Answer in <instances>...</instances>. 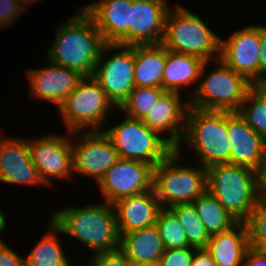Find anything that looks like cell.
Instances as JSON below:
<instances>
[{"label": "cell", "instance_id": "obj_37", "mask_svg": "<svg viewBox=\"0 0 266 266\" xmlns=\"http://www.w3.org/2000/svg\"><path fill=\"white\" fill-rule=\"evenodd\" d=\"M254 175L258 191L262 196H266V139L263 143L257 167L254 169Z\"/></svg>", "mask_w": 266, "mask_h": 266}, {"label": "cell", "instance_id": "obj_35", "mask_svg": "<svg viewBox=\"0 0 266 266\" xmlns=\"http://www.w3.org/2000/svg\"><path fill=\"white\" fill-rule=\"evenodd\" d=\"M26 8L18 0H0V31L10 27Z\"/></svg>", "mask_w": 266, "mask_h": 266}, {"label": "cell", "instance_id": "obj_36", "mask_svg": "<svg viewBox=\"0 0 266 266\" xmlns=\"http://www.w3.org/2000/svg\"><path fill=\"white\" fill-rule=\"evenodd\" d=\"M0 266H26L24 257L15 252L7 243H0Z\"/></svg>", "mask_w": 266, "mask_h": 266}, {"label": "cell", "instance_id": "obj_6", "mask_svg": "<svg viewBox=\"0 0 266 266\" xmlns=\"http://www.w3.org/2000/svg\"><path fill=\"white\" fill-rule=\"evenodd\" d=\"M207 190L237 221L244 222L262 197L254 170L232 163L207 168Z\"/></svg>", "mask_w": 266, "mask_h": 266}, {"label": "cell", "instance_id": "obj_42", "mask_svg": "<svg viewBox=\"0 0 266 266\" xmlns=\"http://www.w3.org/2000/svg\"><path fill=\"white\" fill-rule=\"evenodd\" d=\"M25 8L31 6V4L36 3L38 0H18Z\"/></svg>", "mask_w": 266, "mask_h": 266}, {"label": "cell", "instance_id": "obj_40", "mask_svg": "<svg viewBox=\"0 0 266 266\" xmlns=\"http://www.w3.org/2000/svg\"><path fill=\"white\" fill-rule=\"evenodd\" d=\"M190 266H217V264L206 249H197Z\"/></svg>", "mask_w": 266, "mask_h": 266}, {"label": "cell", "instance_id": "obj_26", "mask_svg": "<svg viewBox=\"0 0 266 266\" xmlns=\"http://www.w3.org/2000/svg\"><path fill=\"white\" fill-rule=\"evenodd\" d=\"M48 228L34 248L26 255V266H74L65 254L59 237L63 232L49 219ZM60 234L59 236H57ZM72 264V265H71Z\"/></svg>", "mask_w": 266, "mask_h": 266}, {"label": "cell", "instance_id": "obj_1", "mask_svg": "<svg viewBox=\"0 0 266 266\" xmlns=\"http://www.w3.org/2000/svg\"><path fill=\"white\" fill-rule=\"evenodd\" d=\"M77 12L57 25L46 59L89 77L106 43L93 19L82 8Z\"/></svg>", "mask_w": 266, "mask_h": 266}, {"label": "cell", "instance_id": "obj_17", "mask_svg": "<svg viewBox=\"0 0 266 266\" xmlns=\"http://www.w3.org/2000/svg\"><path fill=\"white\" fill-rule=\"evenodd\" d=\"M46 62V67L26 70L31 88L30 95L39 101L54 103L55 107L59 108L84 76L49 60Z\"/></svg>", "mask_w": 266, "mask_h": 266}, {"label": "cell", "instance_id": "obj_39", "mask_svg": "<svg viewBox=\"0 0 266 266\" xmlns=\"http://www.w3.org/2000/svg\"><path fill=\"white\" fill-rule=\"evenodd\" d=\"M244 266H266V252L249 247L244 255Z\"/></svg>", "mask_w": 266, "mask_h": 266}, {"label": "cell", "instance_id": "obj_22", "mask_svg": "<svg viewBox=\"0 0 266 266\" xmlns=\"http://www.w3.org/2000/svg\"><path fill=\"white\" fill-rule=\"evenodd\" d=\"M204 63L205 61L200 57L167 50L162 88L165 91L182 93L185 90L184 87L191 86L193 89L187 93L189 94L187 98L190 99L197 88Z\"/></svg>", "mask_w": 266, "mask_h": 266}, {"label": "cell", "instance_id": "obj_30", "mask_svg": "<svg viewBox=\"0 0 266 266\" xmlns=\"http://www.w3.org/2000/svg\"><path fill=\"white\" fill-rule=\"evenodd\" d=\"M165 90L158 87H137L117 108L124 116L142 120Z\"/></svg>", "mask_w": 266, "mask_h": 266}, {"label": "cell", "instance_id": "obj_18", "mask_svg": "<svg viewBox=\"0 0 266 266\" xmlns=\"http://www.w3.org/2000/svg\"><path fill=\"white\" fill-rule=\"evenodd\" d=\"M133 0H97L82 9L93 19L105 43L129 45Z\"/></svg>", "mask_w": 266, "mask_h": 266}, {"label": "cell", "instance_id": "obj_41", "mask_svg": "<svg viewBox=\"0 0 266 266\" xmlns=\"http://www.w3.org/2000/svg\"><path fill=\"white\" fill-rule=\"evenodd\" d=\"M6 215L7 214H5L4 211L2 212V209L0 207V234H2L1 232L4 231L7 226ZM2 242H5V240H2V237H0V243Z\"/></svg>", "mask_w": 266, "mask_h": 266}, {"label": "cell", "instance_id": "obj_27", "mask_svg": "<svg viewBox=\"0 0 266 266\" xmlns=\"http://www.w3.org/2000/svg\"><path fill=\"white\" fill-rule=\"evenodd\" d=\"M192 203L209 236L227 231L239 222L208 190Z\"/></svg>", "mask_w": 266, "mask_h": 266}, {"label": "cell", "instance_id": "obj_38", "mask_svg": "<svg viewBox=\"0 0 266 266\" xmlns=\"http://www.w3.org/2000/svg\"><path fill=\"white\" fill-rule=\"evenodd\" d=\"M261 53L259 54V84H266V24H259Z\"/></svg>", "mask_w": 266, "mask_h": 266}, {"label": "cell", "instance_id": "obj_9", "mask_svg": "<svg viewBox=\"0 0 266 266\" xmlns=\"http://www.w3.org/2000/svg\"><path fill=\"white\" fill-rule=\"evenodd\" d=\"M124 117L120 123L103 130L112 141L119 158L140 161L155 167L175 150L142 120Z\"/></svg>", "mask_w": 266, "mask_h": 266}, {"label": "cell", "instance_id": "obj_19", "mask_svg": "<svg viewBox=\"0 0 266 266\" xmlns=\"http://www.w3.org/2000/svg\"><path fill=\"white\" fill-rule=\"evenodd\" d=\"M170 8L166 0H133L129 45L161 44Z\"/></svg>", "mask_w": 266, "mask_h": 266}, {"label": "cell", "instance_id": "obj_24", "mask_svg": "<svg viewBox=\"0 0 266 266\" xmlns=\"http://www.w3.org/2000/svg\"><path fill=\"white\" fill-rule=\"evenodd\" d=\"M119 250L133 264L158 263L165 252L155 225L121 235Z\"/></svg>", "mask_w": 266, "mask_h": 266}, {"label": "cell", "instance_id": "obj_12", "mask_svg": "<svg viewBox=\"0 0 266 266\" xmlns=\"http://www.w3.org/2000/svg\"><path fill=\"white\" fill-rule=\"evenodd\" d=\"M72 136L78 138L72 139L73 172L84 177L89 176L97 184L106 171L118 161L117 150L103 130L75 131Z\"/></svg>", "mask_w": 266, "mask_h": 266}, {"label": "cell", "instance_id": "obj_29", "mask_svg": "<svg viewBox=\"0 0 266 266\" xmlns=\"http://www.w3.org/2000/svg\"><path fill=\"white\" fill-rule=\"evenodd\" d=\"M179 219L186 233L188 246L205 249L210 239L193 203L176 204L169 208Z\"/></svg>", "mask_w": 266, "mask_h": 266}, {"label": "cell", "instance_id": "obj_21", "mask_svg": "<svg viewBox=\"0 0 266 266\" xmlns=\"http://www.w3.org/2000/svg\"><path fill=\"white\" fill-rule=\"evenodd\" d=\"M230 163L250 169L257 167L262 153L264 138L256 133L237 112L227 111Z\"/></svg>", "mask_w": 266, "mask_h": 266}, {"label": "cell", "instance_id": "obj_25", "mask_svg": "<svg viewBox=\"0 0 266 266\" xmlns=\"http://www.w3.org/2000/svg\"><path fill=\"white\" fill-rule=\"evenodd\" d=\"M166 56L162 44L134 45L135 86L162 88Z\"/></svg>", "mask_w": 266, "mask_h": 266}, {"label": "cell", "instance_id": "obj_33", "mask_svg": "<svg viewBox=\"0 0 266 266\" xmlns=\"http://www.w3.org/2000/svg\"><path fill=\"white\" fill-rule=\"evenodd\" d=\"M196 248L185 247L165 250L159 259V266H190Z\"/></svg>", "mask_w": 266, "mask_h": 266}, {"label": "cell", "instance_id": "obj_4", "mask_svg": "<svg viewBox=\"0 0 266 266\" xmlns=\"http://www.w3.org/2000/svg\"><path fill=\"white\" fill-rule=\"evenodd\" d=\"M192 147L195 163L208 168L230 163L227 111H209L189 107L184 136L179 147Z\"/></svg>", "mask_w": 266, "mask_h": 266}, {"label": "cell", "instance_id": "obj_34", "mask_svg": "<svg viewBox=\"0 0 266 266\" xmlns=\"http://www.w3.org/2000/svg\"><path fill=\"white\" fill-rule=\"evenodd\" d=\"M86 266H132L133 263L118 249L91 254Z\"/></svg>", "mask_w": 266, "mask_h": 266}, {"label": "cell", "instance_id": "obj_5", "mask_svg": "<svg viewBox=\"0 0 266 266\" xmlns=\"http://www.w3.org/2000/svg\"><path fill=\"white\" fill-rule=\"evenodd\" d=\"M174 7V8H173ZM170 8L162 45L170 51L213 61L219 58L221 36L182 5Z\"/></svg>", "mask_w": 266, "mask_h": 266}, {"label": "cell", "instance_id": "obj_16", "mask_svg": "<svg viewBox=\"0 0 266 266\" xmlns=\"http://www.w3.org/2000/svg\"><path fill=\"white\" fill-rule=\"evenodd\" d=\"M3 135L0 129V182L47 187L32 161L28 138Z\"/></svg>", "mask_w": 266, "mask_h": 266}, {"label": "cell", "instance_id": "obj_20", "mask_svg": "<svg viewBox=\"0 0 266 266\" xmlns=\"http://www.w3.org/2000/svg\"><path fill=\"white\" fill-rule=\"evenodd\" d=\"M119 235L154 226L162 209L154 189L113 203Z\"/></svg>", "mask_w": 266, "mask_h": 266}, {"label": "cell", "instance_id": "obj_14", "mask_svg": "<svg viewBox=\"0 0 266 266\" xmlns=\"http://www.w3.org/2000/svg\"><path fill=\"white\" fill-rule=\"evenodd\" d=\"M259 24L238 29L227 38L221 36L219 58L253 85H259Z\"/></svg>", "mask_w": 266, "mask_h": 266}, {"label": "cell", "instance_id": "obj_15", "mask_svg": "<svg viewBox=\"0 0 266 266\" xmlns=\"http://www.w3.org/2000/svg\"><path fill=\"white\" fill-rule=\"evenodd\" d=\"M182 94L164 91L142 122L163 137L175 150L180 146L186 127L189 99Z\"/></svg>", "mask_w": 266, "mask_h": 266}, {"label": "cell", "instance_id": "obj_13", "mask_svg": "<svg viewBox=\"0 0 266 266\" xmlns=\"http://www.w3.org/2000/svg\"><path fill=\"white\" fill-rule=\"evenodd\" d=\"M153 166L119 158L97 183L103 201H116L153 189Z\"/></svg>", "mask_w": 266, "mask_h": 266}, {"label": "cell", "instance_id": "obj_10", "mask_svg": "<svg viewBox=\"0 0 266 266\" xmlns=\"http://www.w3.org/2000/svg\"><path fill=\"white\" fill-rule=\"evenodd\" d=\"M134 66V45L103 46L92 77L117 108L135 87Z\"/></svg>", "mask_w": 266, "mask_h": 266}, {"label": "cell", "instance_id": "obj_31", "mask_svg": "<svg viewBox=\"0 0 266 266\" xmlns=\"http://www.w3.org/2000/svg\"><path fill=\"white\" fill-rule=\"evenodd\" d=\"M155 226L165 250L189 247L182 224L169 208H162L159 211Z\"/></svg>", "mask_w": 266, "mask_h": 266}, {"label": "cell", "instance_id": "obj_32", "mask_svg": "<svg viewBox=\"0 0 266 266\" xmlns=\"http://www.w3.org/2000/svg\"><path fill=\"white\" fill-rule=\"evenodd\" d=\"M250 248L266 252V196H262L244 221Z\"/></svg>", "mask_w": 266, "mask_h": 266}, {"label": "cell", "instance_id": "obj_2", "mask_svg": "<svg viewBox=\"0 0 266 266\" xmlns=\"http://www.w3.org/2000/svg\"><path fill=\"white\" fill-rule=\"evenodd\" d=\"M50 219L92 254L112 252L120 247V235L113 204L100 201L82 207L66 206L52 212Z\"/></svg>", "mask_w": 266, "mask_h": 266}, {"label": "cell", "instance_id": "obj_28", "mask_svg": "<svg viewBox=\"0 0 266 266\" xmlns=\"http://www.w3.org/2000/svg\"><path fill=\"white\" fill-rule=\"evenodd\" d=\"M237 113L266 139V84L252 85Z\"/></svg>", "mask_w": 266, "mask_h": 266}, {"label": "cell", "instance_id": "obj_7", "mask_svg": "<svg viewBox=\"0 0 266 266\" xmlns=\"http://www.w3.org/2000/svg\"><path fill=\"white\" fill-rule=\"evenodd\" d=\"M211 62L205 61L202 66L197 88L189 99L190 106L201 110L237 112L253 84L220 58L212 62L218 67L207 73Z\"/></svg>", "mask_w": 266, "mask_h": 266}, {"label": "cell", "instance_id": "obj_8", "mask_svg": "<svg viewBox=\"0 0 266 266\" xmlns=\"http://www.w3.org/2000/svg\"><path fill=\"white\" fill-rule=\"evenodd\" d=\"M112 110L117 111V107L99 83L89 76L83 77L57 111L67 132H75L104 130L103 125L107 124Z\"/></svg>", "mask_w": 266, "mask_h": 266}, {"label": "cell", "instance_id": "obj_23", "mask_svg": "<svg viewBox=\"0 0 266 266\" xmlns=\"http://www.w3.org/2000/svg\"><path fill=\"white\" fill-rule=\"evenodd\" d=\"M248 248L246 225L238 222L231 229L210 236L205 249L217 266H244V255Z\"/></svg>", "mask_w": 266, "mask_h": 266}, {"label": "cell", "instance_id": "obj_11", "mask_svg": "<svg viewBox=\"0 0 266 266\" xmlns=\"http://www.w3.org/2000/svg\"><path fill=\"white\" fill-rule=\"evenodd\" d=\"M72 132L65 135L51 133L41 138H28L32 161L47 187H53L54 179L70 180L73 172Z\"/></svg>", "mask_w": 266, "mask_h": 266}, {"label": "cell", "instance_id": "obj_43", "mask_svg": "<svg viewBox=\"0 0 266 266\" xmlns=\"http://www.w3.org/2000/svg\"><path fill=\"white\" fill-rule=\"evenodd\" d=\"M132 266H159L158 263H152V264H133Z\"/></svg>", "mask_w": 266, "mask_h": 266}, {"label": "cell", "instance_id": "obj_3", "mask_svg": "<svg viewBox=\"0 0 266 266\" xmlns=\"http://www.w3.org/2000/svg\"><path fill=\"white\" fill-rule=\"evenodd\" d=\"M182 148L178 147L153 168V189L162 208L192 203L208 188L207 168L181 164L187 155Z\"/></svg>", "mask_w": 266, "mask_h": 266}]
</instances>
